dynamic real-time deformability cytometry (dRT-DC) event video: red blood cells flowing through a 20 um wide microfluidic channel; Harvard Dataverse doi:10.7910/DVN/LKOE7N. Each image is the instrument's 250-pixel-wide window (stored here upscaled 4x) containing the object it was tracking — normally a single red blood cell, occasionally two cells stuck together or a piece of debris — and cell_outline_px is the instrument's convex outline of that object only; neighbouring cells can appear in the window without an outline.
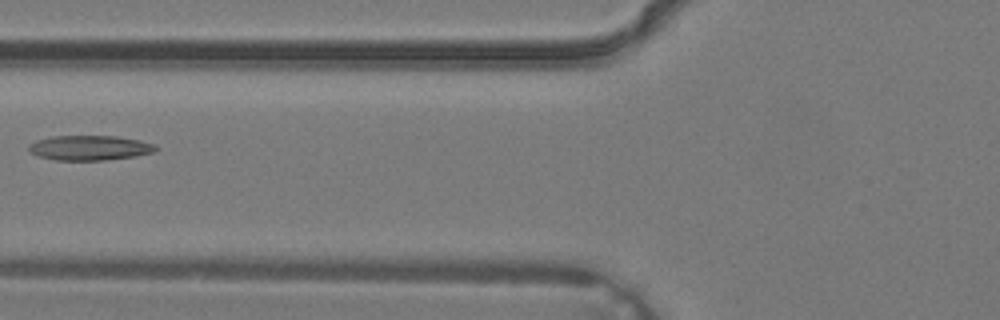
{"species": "common noctule bat (a hibernating species)", "species_latin": "Nyctalus noctula", "temperature_condition": "warm", "stored_images_in_passage": 3, "camera_frame_rate_fps": 3000, "um_per_image_px": 0.085, "animal": {"sex": "male", "body_mass_g": 19.2, "forearm_length_mm": 51.8}, "frame": {"image": 1, "passage_image": 3, "time_ms": 0.667, "image_size_px": [1000, 320], "cell_outline_px": [[160, 148], [152, 152], [136, 156], [104, 160], [56, 160], [40, 156], [28, 152], [28, 144], [36, 140], [52, 136], [116, 136], [140, 140], [156, 144]], "centroid_in_image_um": [7.63, 12.56], "position_along_channel_um": 118.2, "area_um2": 18.5}}